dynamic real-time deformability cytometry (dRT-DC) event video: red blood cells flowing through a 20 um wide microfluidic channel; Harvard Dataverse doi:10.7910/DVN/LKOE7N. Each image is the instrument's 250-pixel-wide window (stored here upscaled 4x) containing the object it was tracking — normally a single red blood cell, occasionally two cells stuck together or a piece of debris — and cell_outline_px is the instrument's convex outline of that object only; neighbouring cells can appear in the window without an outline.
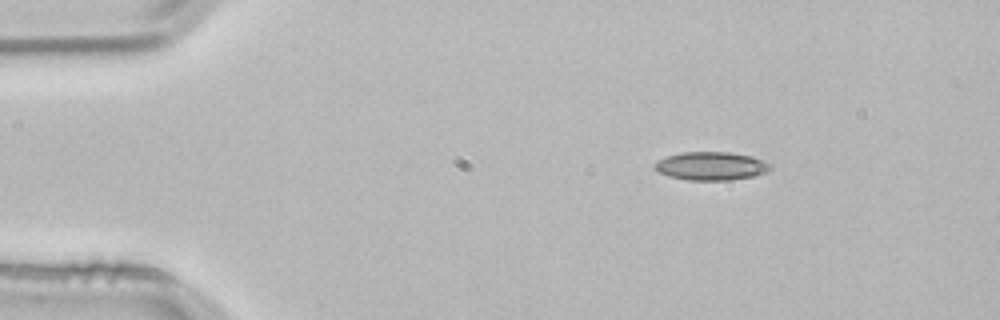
{"species": "common noctule bat (a hibernating species)", "species_latin": "Nyctalus noctula", "temperature_condition": "room temperature", "stored_images_in_passage": 2, "camera_frame_rate_fps": 3000, "um_per_image_px": 0.085, "animal": {"sex": "male", "body_mass_g": 21.5, "forearm_length_mm": 52.0}, "frame": {"image": 1, "passage_image": 1, "time_ms": 0.0, "image_size_px": [1000, 320], "cell_outline_px": [[772, 168], [764, 172], [752, 176], [732, 180], [688, 180], [668, 176], [656, 172], [652, 168], [652, 164], [656, 160], [668, 156], [684, 152], [728, 152], [752, 156], [764, 160], [772, 164]], "centroid_in_image_um": [60.4, 14.11], "position_along_channel_um": 24.6, "area_um2": 19.31}}